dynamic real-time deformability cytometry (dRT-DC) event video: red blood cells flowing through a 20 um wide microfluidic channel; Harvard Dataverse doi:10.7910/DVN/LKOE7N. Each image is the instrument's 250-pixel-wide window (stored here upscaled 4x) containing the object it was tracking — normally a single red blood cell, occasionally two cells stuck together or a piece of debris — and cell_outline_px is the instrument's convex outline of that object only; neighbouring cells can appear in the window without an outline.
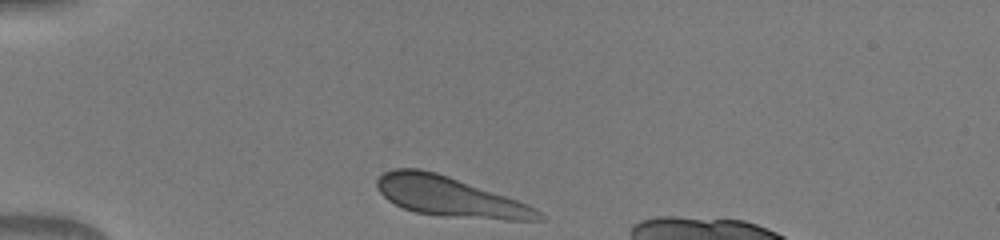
{"species": "human", "species_latin": "Homo sapiens", "temperature_condition": "warm", "stored_images_in_passage": 33, "camera_frame_rate_fps": 3000, "um_per_image_px": 0.085, "donor": {"sex": "male"}, "frame": {"image": 1, "passage_image": 1, "time_ms": 0.0, "image_size_px": [1000, 240], "cell_outline_px": [[544, 220], [504, 220], [440, 216], [416, 212], [404, 208], [388, 200], [376, 188], [376, 180], [384, 172], [392, 168], [420, 168], [436, 172], [448, 176], [528, 204], [536, 208], [544, 216]], "centroid_in_image_um": [38.21, 16.72], "position_along_channel_um": 46.8, "area_um2": 37.4}}
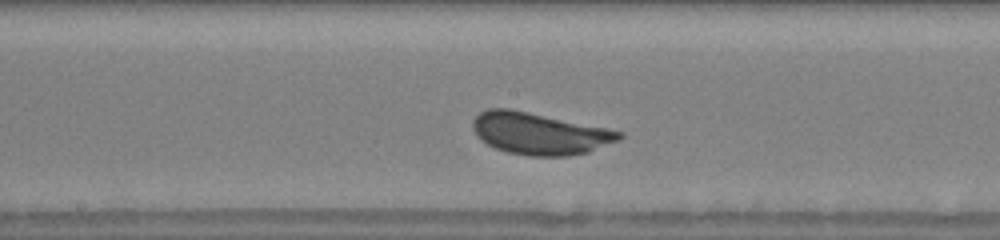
{"frame": {"image": 2, "passage_image": 15, "time_ms": 4.667, "image_size_px": [1000, 240], "cell_outline_px": [[624, 136], [620, 140], [588, 152], [568, 156], [528, 156], [508, 152], [496, 148], [480, 140], [476, 136], [472, 128], [472, 120], [480, 112], [488, 108], [508, 108], [608, 128], [624, 132]], "centroid_in_image_um": [45.86, 11.35], "position_along_channel_um": 202.3, "area_um2": 35.84}}
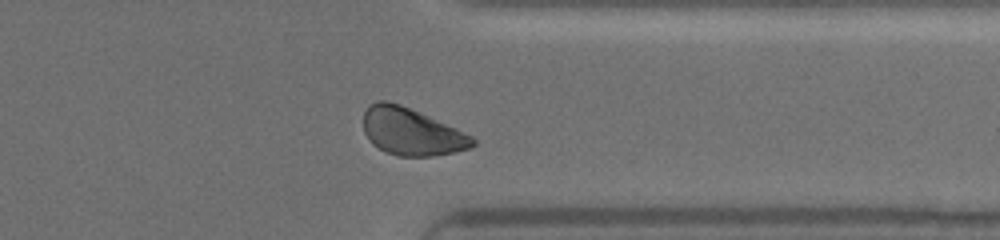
{"frame": {"image": 3, "passage_image": 28, "time_ms": 9.0, "image_size_px": [1000, 240], "cell_outline_px": [[476, 144], [472, 148], [432, 156], [400, 156], [384, 152], [372, 144], [364, 132], [364, 112], [368, 104], [376, 100], [384, 100], [400, 104], [456, 128], [472, 136], [476, 140]], "centroid_in_image_um": [34.95, 11.19], "position_along_channel_um": 376.4, "area_um2": 30.06}}